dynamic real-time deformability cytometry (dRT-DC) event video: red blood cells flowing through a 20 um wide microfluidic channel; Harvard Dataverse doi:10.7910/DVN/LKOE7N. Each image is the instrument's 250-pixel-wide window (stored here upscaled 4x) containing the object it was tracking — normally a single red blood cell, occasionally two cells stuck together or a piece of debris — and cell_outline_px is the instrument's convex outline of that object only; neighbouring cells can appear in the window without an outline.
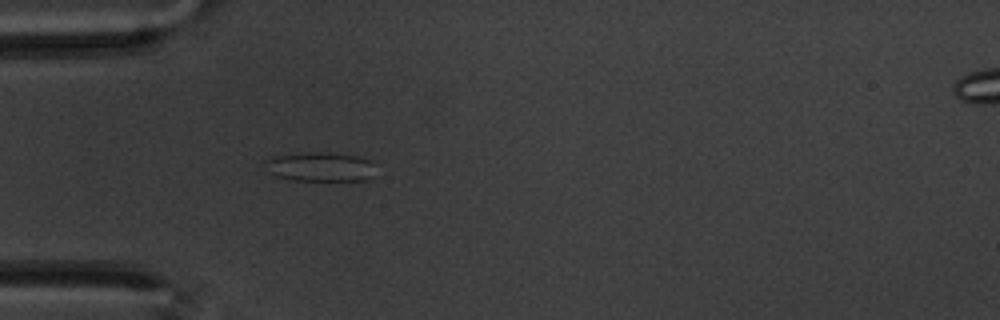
{"species": "common noctule bat (a hibernating species)", "species_latin": "Nyctalus noctula", "temperature_condition": "warm", "stored_images_in_passage": 42, "camera_frame_rate_fps": 3000, "um_per_image_px": 0.085, "animal": {"sex": "male", "body_mass_g": 20.1, "forearm_length_mm": 53.5}, "frame": {"image": 1, "passage_image": 1, "time_ms": 0.0, "image_size_px": [1000, 320], "cell_outline_px": [[376, 164], [372, 176], [368, 180], [292, 180], [276, 176], [268, 172], [264, 160], [276, 156], [308, 152], [320, 152], [356, 156], [372, 160]], "centroid_in_image_um": [27.25, 14.18], "position_along_channel_um": 57.7, "area_um2": 18.84}}
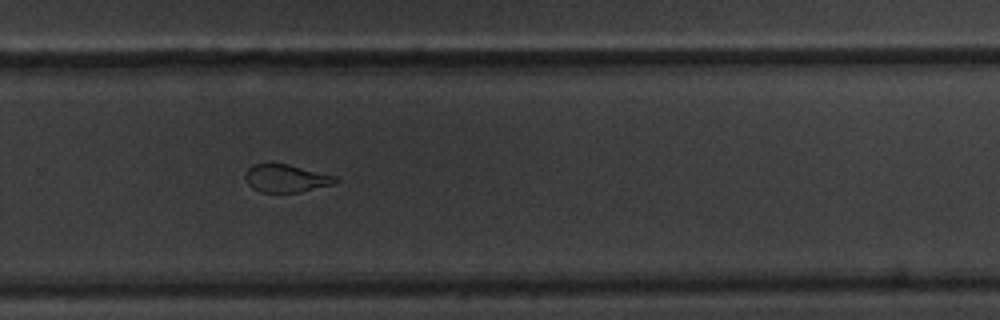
{"frame": {"image": 2, "passage_image": 23, "time_ms": 7.333, "image_size_px": [1000, 320], "cell_outline_px": [[340, 180], [336, 184], [300, 192], [260, 192], [252, 188], [248, 184], [244, 176], [244, 172], [252, 164], [288, 164], [336, 176]], "centroid_in_image_um": [24.33, 15.16], "position_along_channel_um": 305.5, "area_um2": 14.74}}
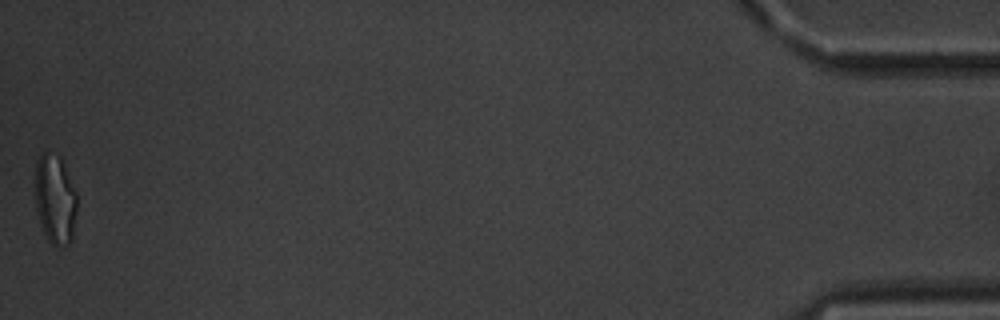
{"frame": {"image": 3, "passage_image": 42, "time_ms": 13.667, "image_size_px": [1000, 320], "cell_outline_px": [[76, 212], [72, 240], [64, 248], [52, 244], [48, 240], [40, 224], [36, 212], [36, 160], [44, 152], [48, 152], [60, 156], [76, 192]], "centroid_in_image_um": [4.69, 16.97], "position_along_channel_um": 430.5, "area_um2": 21.79}, "authors_computed_cell_mechanics": {"area_um2": 16.4441, "velocity_mm_per_s": 3.4475, "shape_relaxation_time_tau1_ms": null, "shape_relaxation_time_tau2_ms": 1.6117, "deformation_change_tau1": null, "deformation_change_tau2": 0.0948}}